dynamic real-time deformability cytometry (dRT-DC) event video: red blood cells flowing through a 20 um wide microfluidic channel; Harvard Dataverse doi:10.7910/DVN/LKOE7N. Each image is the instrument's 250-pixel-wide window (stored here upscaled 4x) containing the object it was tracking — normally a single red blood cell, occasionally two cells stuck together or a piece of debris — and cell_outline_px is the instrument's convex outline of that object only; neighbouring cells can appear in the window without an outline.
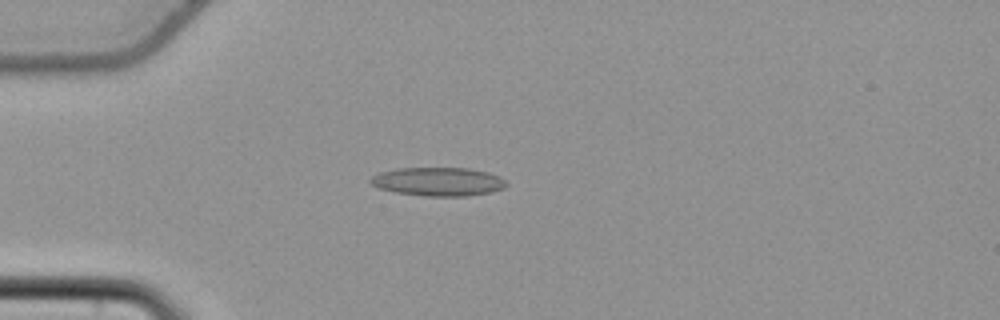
{"species": "common noctule bat (a hibernating species)", "species_latin": "Nyctalus noctula", "temperature_condition": "cold", "stored_images_in_passage": 52, "camera_frame_rate_fps": 3000, "um_per_image_px": 0.085, "animal": {"sex": "female", "body_mass_g": 22.7, "forearm_length_mm": 54.2}, "frame": {"image": 1, "passage_image": 13, "time_ms": 4.0, "image_size_px": [1000, 320], "cell_outline_px": [[508, 184], [504, 188], [492, 192], [468, 196], [424, 196], [396, 192], [376, 188], [368, 180], [372, 176], [380, 172], [396, 168], [468, 168], [488, 172], [500, 176]], "centroid_in_image_um": [37.24, 15.44], "position_along_channel_um": 47.8, "area_um2": 22.83}}
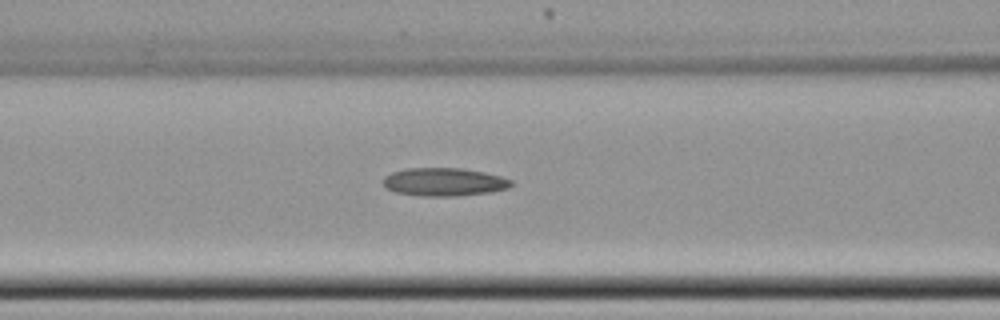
{"frame": {"image": 2, "passage_image": 21, "time_ms": 6.667, "image_size_px": [1000, 320], "cell_outline_px": [[512, 184], [508, 188], [492, 192], [456, 196], [424, 196], [396, 192], [388, 188], [384, 184], [384, 176], [392, 172], [404, 168], [464, 168], [484, 172], [500, 176], [512, 180]], "centroid_in_image_um": [37.77, 15.46], "position_along_channel_um": 128.8, "area_um2": 20.98}}
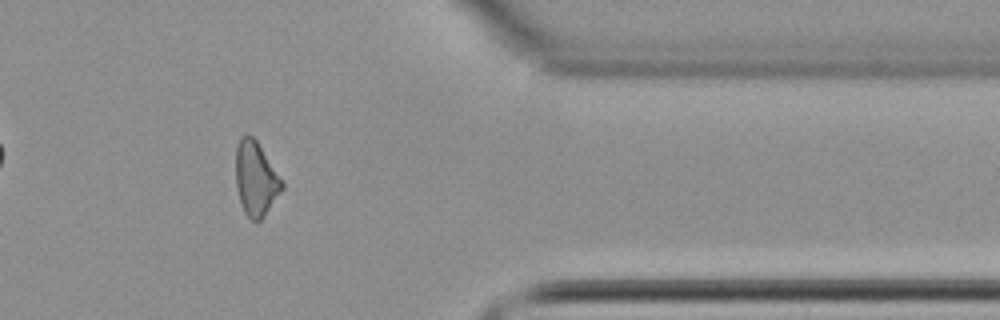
{"frame": {"image": 3, "passage_image": 43, "time_ms": 14.0, "image_size_px": [1000, 320], "cell_outline_px": [[284, 188], [264, 216], [256, 224], [244, 212], [236, 188], [236, 144], [240, 136], [252, 136], [256, 140], [284, 184]], "centroid_in_image_um": [21.73, 15.22], "position_along_channel_um": 389.7, "area_um2": 19.77}, "authors_computed_cell_mechanics": {"area_um2": 20.6924, "velocity_mm_per_s": 3.792, "shape_relaxation_time_tau1_ms": null, "shape_relaxation_time_tau2_ms": 9.1202, "deformation_change_tau1": null, "deformation_change_tau2": 0.219}}